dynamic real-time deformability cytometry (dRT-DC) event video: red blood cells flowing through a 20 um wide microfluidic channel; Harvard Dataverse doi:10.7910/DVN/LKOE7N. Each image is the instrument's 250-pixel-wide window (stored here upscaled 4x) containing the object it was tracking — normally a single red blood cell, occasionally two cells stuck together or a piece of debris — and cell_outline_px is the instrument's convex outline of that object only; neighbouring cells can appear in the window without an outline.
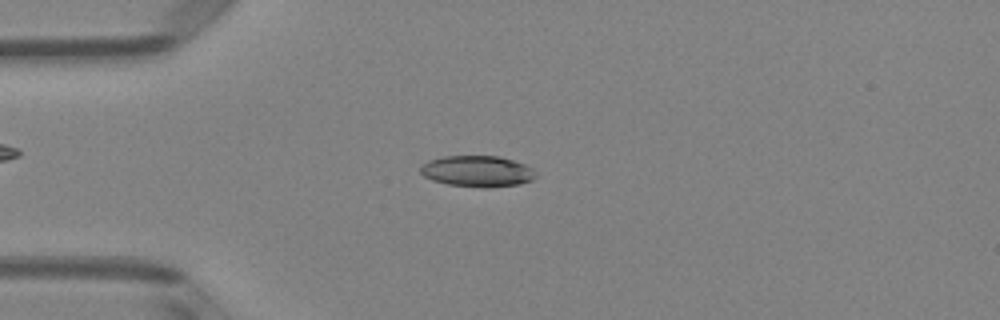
{"species": "Egyptian fruit bat (a non-hibernating species)", "species_latin": "Rousettus aegyptiacus", "temperature_condition": "room temperature", "stored_images_in_passage": 50, "camera_frame_rate_fps": 3000, "um_per_image_px": 0.085, "animal": {"sex": "female"}, "frame": {"image": 1, "passage_image": 12, "time_ms": 3.667, "image_size_px": [1000, 320], "cell_outline_px": [[536, 176], [532, 180], [520, 184], [488, 188], [480, 188], [448, 184], [432, 180], [424, 176], [420, 172], [420, 168], [428, 160], [444, 156], [500, 156], [524, 164], [532, 168], [536, 172]], "centroid_in_image_um": [40.59, 14.56], "position_along_channel_um": 44.4, "area_um2": 21.04}}
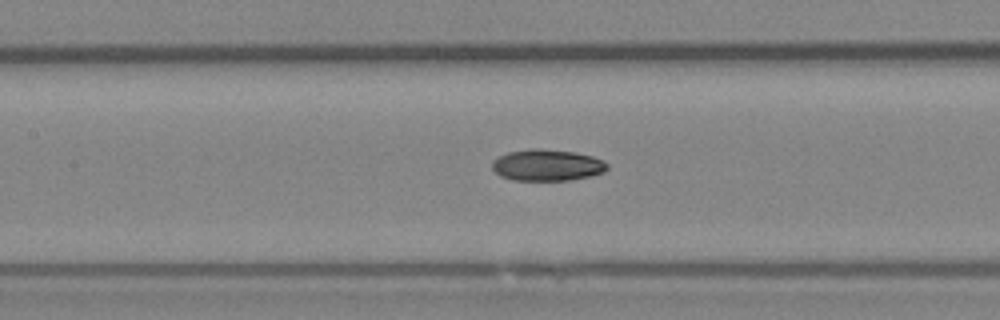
{"frame": {"image": 2, "passage_image": 22, "time_ms": 7.0, "image_size_px": [1000, 320], "cell_outline_px": [[608, 168], [604, 172], [592, 176], [572, 180], [512, 180], [500, 176], [492, 168], [492, 160], [508, 152], [532, 148], [540, 148], [576, 152], [592, 156], [608, 164]], "centroid_in_image_um": [46.5, 14.04], "position_along_channel_um": 160.9, "area_um2": 21.21}}
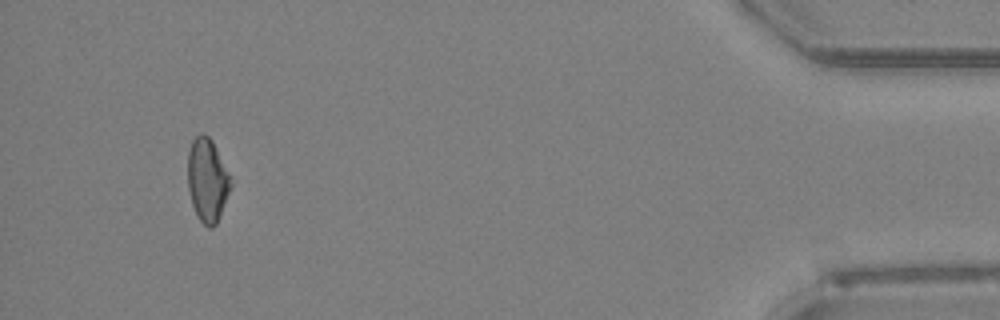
{"frame": {"image": 3, "passage_image": 46, "time_ms": 15.0, "image_size_px": [1000, 320], "cell_outline_px": [[232, 184], [220, 216], [216, 224], [212, 228], [208, 228], [200, 220], [192, 204], [188, 188], [188, 152], [192, 140], [200, 132], [208, 136], [212, 140], [228, 172]], "centroid_in_image_um": [17.62, 15.3], "position_along_channel_um": 417.6, "area_um2": 20.69}, "authors_computed_cell_mechanics": {"area_um2": 21.0103, "velocity_mm_per_s": 4.0933, "shape_relaxation_time_tau1_ms": 6.8594, "shape_relaxation_time_tau2_ms": null, "deformation_change_tau1": 0.157, "deformation_change_tau2": null}}